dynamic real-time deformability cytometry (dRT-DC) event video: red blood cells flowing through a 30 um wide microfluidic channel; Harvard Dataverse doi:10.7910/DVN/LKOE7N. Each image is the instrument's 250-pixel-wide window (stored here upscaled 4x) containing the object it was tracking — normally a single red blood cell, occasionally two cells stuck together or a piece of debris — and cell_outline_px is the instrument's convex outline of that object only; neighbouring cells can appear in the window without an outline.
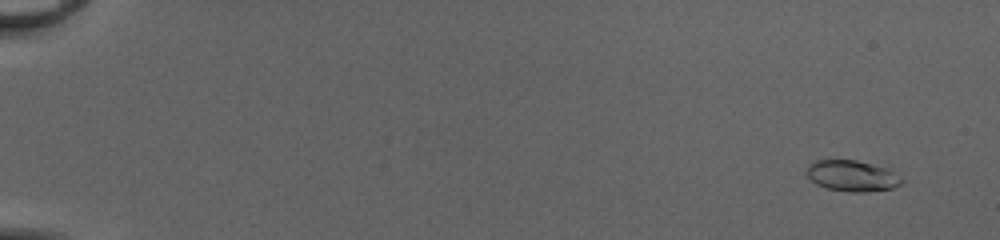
{"species": "common noctule bat (a hibernating species)", "species_latin": "Nyctalus noctula", "temperature_condition": "cold", "stored_images_in_passage": 53, "camera_frame_rate_fps": 3000, "um_per_image_px": 0.085, "animal": {"sex": "female", "body_mass_g": 20.0, "forearm_length_mm": 54.0}, "frame": {"image": 1, "passage_image": 4, "time_ms": 1.0, "image_size_px": [1000, 240], "cell_outline_px": [[904, 180], [900, 184], [892, 188], [864, 192], [848, 192], [828, 188], [816, 184], [808, 176], [808, 164], [816, 160], [856, 160], [892, 168]], "centroid_in_image_um": [72.49, 14.93], "position_along_channel_um": 12.5, "area_um2": 17.28}}
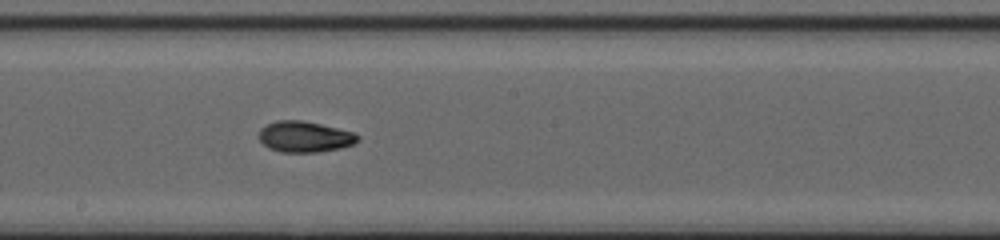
{"frame": {"image": 2, "passage_image": 32, "time_ms": 10.333, "image_size_px": [1000, 240], "cell_outline_px": [[360, 140], [352, 144], [340, 148], [316, 152], [280, 152], [268, 148], [256, 136], [260, 128], [276, 120], [300, 120], [320, 124], [352, 132], [360, 136]], "centroid_in_image_um": [25.85, 11.62], "position_along_channel_um": 222.4, "area_um2": 17.8}}
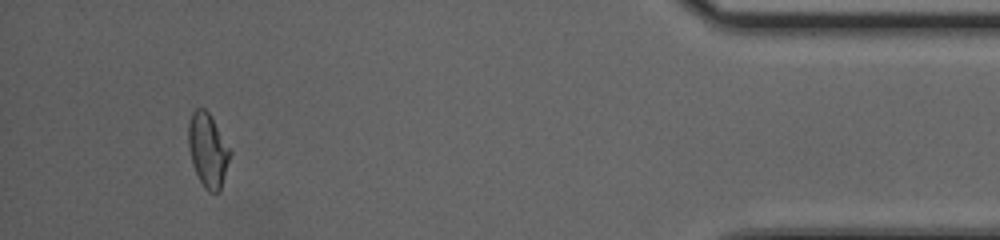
{"frame": {"image": 3, "passage_image": 50, "time_ms": 16.333, "image_size_px": [1000, 240], "cell_outline_px": [[232, 152], [220, 192], [208, 192], [204, 188], [196, 172], [188, 148], [188, 120], [192, 112], [196, 108], [204, 108], [208, 112]], "centroid_in_image_um": [17.67, 12.77], "position_along_channel_um": 417.5, "area_um2": 17.86}, "authors_computed_cell_mechanics": {"area_um2": 17.34, "velocity_mm_per_s": 4.1502, "shape_relaxation_time_tau1_ms": 4.1525, "shape_relaxation_time_tau2_ms": 2.991, "deformation_change_tau1": 0.14, "deformation_change_tau2": 0.0806}}